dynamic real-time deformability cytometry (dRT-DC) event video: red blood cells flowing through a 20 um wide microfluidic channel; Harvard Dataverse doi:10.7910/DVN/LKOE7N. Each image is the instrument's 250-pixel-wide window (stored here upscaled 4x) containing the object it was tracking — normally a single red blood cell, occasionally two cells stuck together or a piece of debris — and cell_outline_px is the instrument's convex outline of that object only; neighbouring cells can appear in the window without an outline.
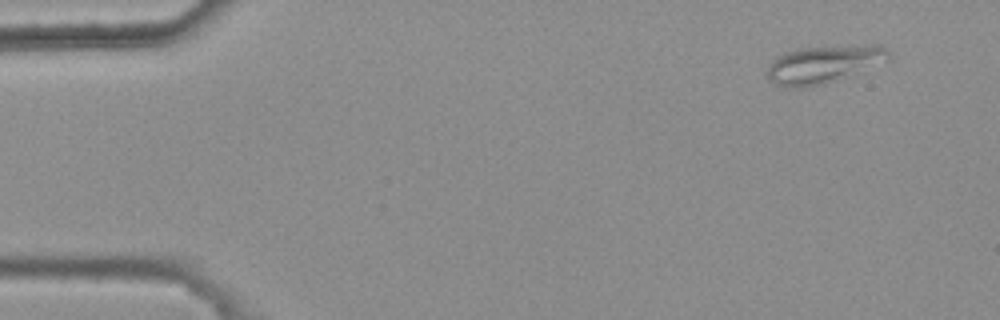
{"species": "common noctule bat (a hibernating species)", "species_latin": "Nyctalus noctula", "temperature_condition": "warm", "stored_images_in_passage": 4, "camera_frame_rate_fps": 3000, "um_per_image_px": 0.085, "animal": {"sex": "female", "body_mass_g": 25.1}, "frame": {"image": 1, "passage_image": 1, "time_ms": 0.0, "image_size_px": [1000, 320], "cell_outline_px": [[892, 56], [824, 84], [808, 88], [788, 88], [776, 84], [768, 80], [764, 72], [768, 64], [776, 56], [796, 48], [864, 44], [880, 44], [892, 52]], "centroid_in_image_um": [69.88, 5.44], "position_along_channel_um": 15.1, "area_um2": 26.65}}